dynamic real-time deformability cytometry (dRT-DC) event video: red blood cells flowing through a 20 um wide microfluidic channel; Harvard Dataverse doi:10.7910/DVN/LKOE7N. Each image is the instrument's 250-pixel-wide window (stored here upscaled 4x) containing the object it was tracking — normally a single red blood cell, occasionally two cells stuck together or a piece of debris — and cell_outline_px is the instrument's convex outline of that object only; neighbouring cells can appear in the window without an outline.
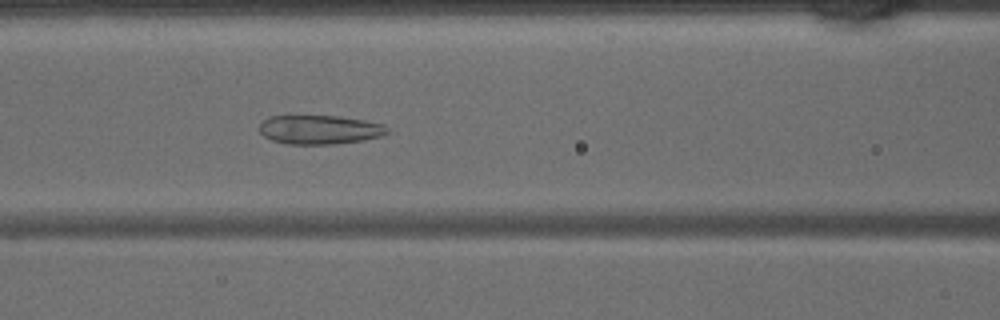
{"species": "common noctule bat (a hibernating species)", "species_latin": "Nyctalus noctula", "temperature_condition": "warm", "stored_images_in_passage": 45, "camera_frame_rate_fps": 3000, "um_per_image_px": 0.085, "animal": {"sex": "male", "body_mass_g": 15.6}, "frame": {"image": 1, "passage_image": 18, "time_ms": 5.667, "image_size_px": [1000, 320], "cell_outline_px": [[392, 132], [380, 136], [360, 140], [332, 144], [288, 144], [272, 140], [264, 136], [260, 132], [260, 124], [264, 120], [272, 116], [292, 112], [340, 116], [364, 120], [384, 124]], "centroid_in_image_um": [27.13, 10.96], "position_along_channel_um": 139.5, "area_um2": 22.48}}
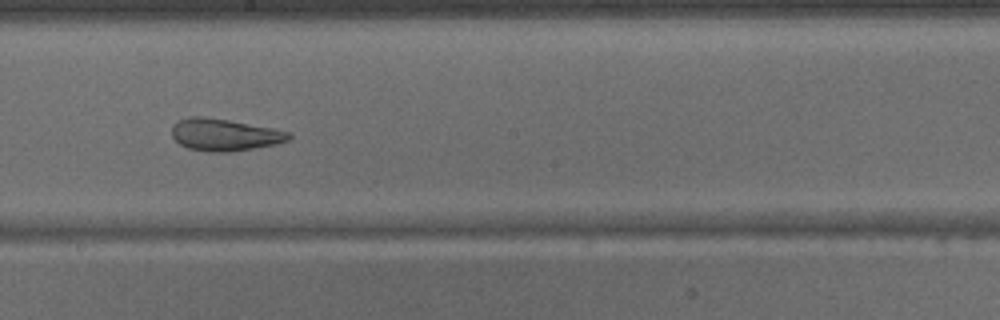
{"frame": {"image": 2, "passage_image": 24, "time_ms": 7.667, "image_size_px": [1000, 320], "cell_outline_px": [[292, 136], [288, 140], [276, 144], [232, 152], [208, 152], [188, 148], [180, 144], [172, 136], [172, 124], [188, 116], [200, 116], [228, 120], [272, 128], [288, 132]], "centroid_in_image_um": [19.05, 11.46], "position_along_channel_um": 229.1, "area_um2": 21.79}}
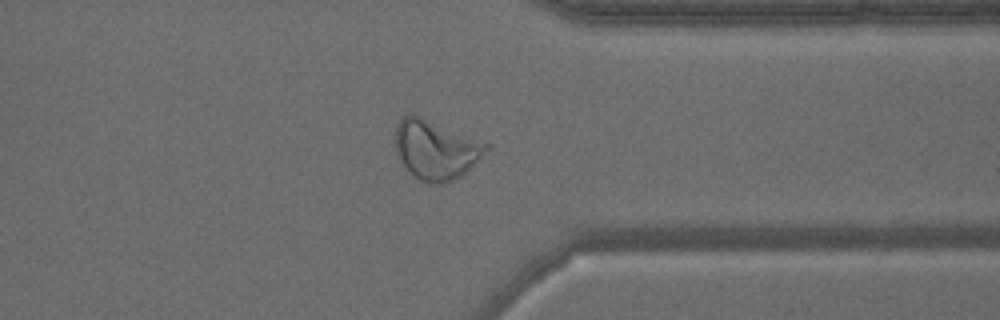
{"frame": {"image": 3, "passage_image": 34, "time_ms": 11.0, "image_size_px": [1000, 320], "cell_outline_px": [[492, 148], [460, 176], [444, 184], [428, 184], [420, 180], [404, 168], [396, 152], [396, 128], [400, 120], [404, 116], [416, 116], [492, 144]], "centroid_in_image_um": [37.07, 12.77], "position_along_channel_um": 374.3, "area_um2": 30.98}}